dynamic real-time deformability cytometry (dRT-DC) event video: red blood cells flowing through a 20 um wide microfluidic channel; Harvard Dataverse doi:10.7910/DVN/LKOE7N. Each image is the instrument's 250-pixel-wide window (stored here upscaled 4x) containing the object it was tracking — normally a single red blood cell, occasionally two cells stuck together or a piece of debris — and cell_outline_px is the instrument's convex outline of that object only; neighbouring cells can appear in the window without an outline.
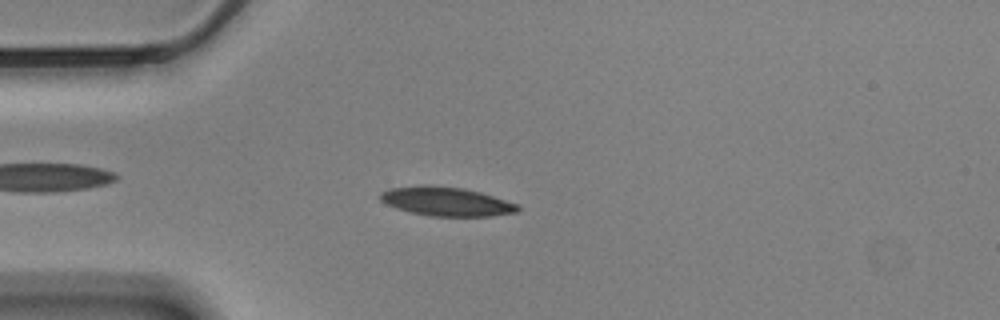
{"species": "Egyptian fruit bat (a non-hibernating species)", "species_latin": "Rousettus aegyptiacus", "temperature_condition": "cold", "stored_images_in_passage": 57, "camera_frame_rate_fps": 3000, "um_per_image_px": 0.085, "animal": {"sex": "male"}, "frame": {"image": 1, "passage_image": 14, "time_ms": 4.333, "image_size_px": [1000, 320], "cell_outline_px": [[520, 208], [516, 212], [492, 216], [428, 216], [396, 208], [380, 200], [380, 192], [392, 188], [424, 184], [428, 184], [464, 188], [480, 192], [516, 204]], "centroid_in_image_um": [37.91, 17.12], "position_along_channel_um": 47.1, "area_um2": 23.06}}
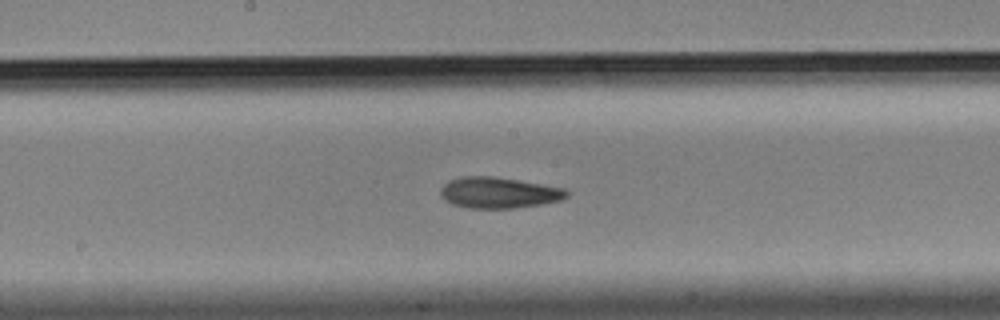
{"frame": {"image": 2, "passage_image": 29, "time_ms": 9.333, "image_size_px": [1000, 320], "cell_outline_px": [[568, 196], [560, 200], [544, 204], [516, 208], [468, 208], [452, 204], [444, 200], [440, 196], [440, 188], [448, 180], [464, 176], [492, 176], [568, 188]], "centroid_in_image_um": [42.4, 16.38], "position_along_channel_um": 205.8, "area_um2": 23.06}}
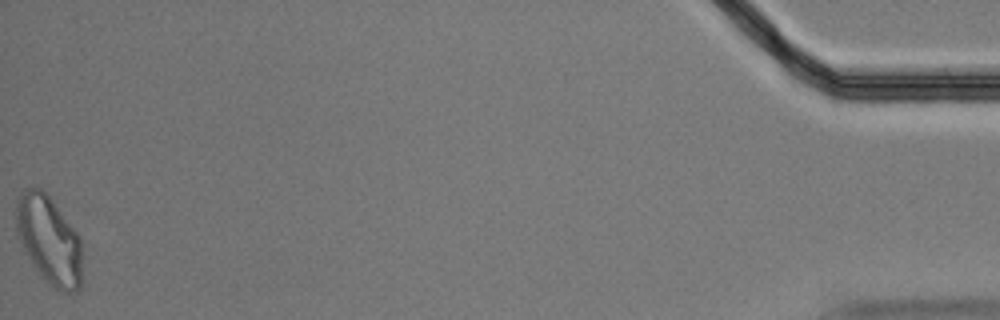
{"frame": {"image": 3, "passage_image": 57, "time_ms": 18.667, "image_size_px": [1000, 320], "cell_outline_px": [[80, 288], [76, 292], [56, 292], [48, 284], [36, 268], [28, 256], [20, 240], [16, 228], [16, 200], [24, 188], [40, 188], [52, 200], [80, 236]], "centroid_in_image_um": [4.16, 20.41], "position_along_channel_um": 431.0, "area_um2": 33.52}, "authors_computed_cell_mechanics": {"area_um2": 22.4264, "velocity_mm_per_s": 3.4553, "shape_relaxation_time_tau1_ms": 4.0039, "shape_relaxation_time_tau2_ms": 4.296, "deformation_change_tau1": 0.1457, "deformation_change_tau2": 0.117}}